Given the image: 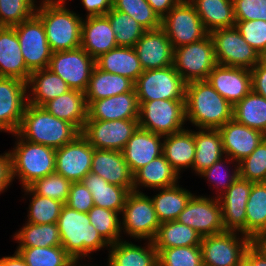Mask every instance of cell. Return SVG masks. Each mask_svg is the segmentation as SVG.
Masks as SVG:
<instances>
[{"instance_id":"cell-1","label":"cell","mask_w":266,"mask_h":266,"mask_svg":"<svg viewBox=\"0 0 266 266\" xmlns=\"http://www.w3.org/2000/svg\"><path fill=\"white\" fill-rule=\"evenodd\" d=\"M185 117L198 129H219L233 119V106L207 80L186 84Z\"/></svg>"},{"instance_id":"cell-2","label":"cell","mask_w":266,"mask_h":266,"mask_svg":"<svg viewBox=\"0 0 266 266\" xmlns=\"http://www.w3.org/2000/svg\"><path fill=\"white\" fill-rule=\"evenodd\" d=\"M35 14L45 27L53 53L81 47L83 19L66 8L65 0H43Z\"/></svg>"},{"instance_id":"cell-3","label":"cell","mask_w":266,"mask_h":266,"mask_svg":"<svg viewBox=\"0 0 266 266\" xmlns=\"http://www.w3.org/2000/svg\"><path fill=\"white\" fill-rule=\"evenodd\" d=\"M16 133L24 140L57 149L72 142L81 132L43 107L27 104Z\"/></svg>"},{"instance_id":"cell-4","label":"cell","mask_w":266,"mask_h":266,"mask_svg":"<svg viewBox=\"0 0 266 266\" xmlns=\"http://www.w3.org/2000/svg\"><path fill=\"white\" fill-rule=\"evenodd\" d=\"M57 226L61 246L75 261L110 246L91 225L87 213L78 212L66 204L62 207Z\"/></svg>"},{"instance_id":"cell-5","label":"cell","mask_w":266,"mask_h":266,"mask_svg":"<svg viewBox=\"0 0 266 266\" xmlns=\"http://www.w3.org/2000/svg\"><path fill=\"white\" fill-rule=\"evenodd\" d=\"M18 140L11 156V177H18L23 188L35 180L55 173L56 149L22 139L14 133Z\"/></svg>"},{"instance_id":"cell-6","label":"cell","mask_w":266,"mask_h":266,"mask_svg":"<svg viewBox=\"0 0 266 266\" xmlns=\"http://www.w3.org/2000/svg\"><path fill=\"white\" fill-rule=\"evenodd\" d=\"M186 82L171 65L149 69L137 78L134 89L139 103L152 100H185Z\"/></svg>"},{"instance_id":"cell-7","label":"cell","mask_w":266,"mask_h":266,"mask_svg":"<svg viewBox=\"0 0 266 266\" xmlns=\"http://www.w3.org/2000/svg\"><path fill=\"white\" fill-rule=\"evenodd\" d=\"M139 105L140 128L163 136L184 130L185 100L159 99Z\"/></svg>"},{"instance_id":"cell-8","label":"cell","mask_w":266,"mask_h":266,"mask_svg":"<svg viewBox=\"0 0 266 266\" xmlns=\"http://www.w3.org/2000/svg\"><path fill=\"white\" fill-rule=\"evenodd\" d=\"M161 28L174 49L201 41L209 35L190 1H179L161 19Z\"/></svg>"},{"instance_id":"cell-9","label":"cell","mask_w":266,"mask_h":266,"mask_svg":"<svg viewBox=\"0 0 266 266\" xmlns=\"http://www.w3.org/2000/svg\"><path fill=\"white\" fill-rule=\"evenodd\" d=\"M217 65L210 35L201 41L174 49L173 66L186 83L206 80Z\"/></svg>"},{"instance_id":"cell-10","label":"cell","mask_w":266,"mask_h":266,"mask_svg":"<svg viewBox=\"0 0 266 266\" xmlns=\"http://www.w3.org/2000/svg\"><path fill=\"white\" fill-rule=\"evenodd\" d=\"M214 44L218 65L251 70L262 58L242 37L234 26L220 28L209 33Z\"/></svg>"},{"instance_id":"cell-11","label":"cell","mask_w":266,"mask_h":266,"mask_svg":"<svg viewBox=\"0 0 266 266\" xmlns=\"http://www.w3.org/2000/svg\"><path fill=\"white\" fill-rule=\"evenodd\" d=\"M238 232L223 231L202 237L201 251L203 266H237L251 245L246 235L237 237Z\"/></svg>"},{"instance_id":"cell-12","label":"cell","mask_w":266,"mask_h":266,"mask_svg":"<svg viewBox=\"0 0 266 266\" xmlns=\"http://www.w3.org/2000/svg\"><path fill=\"white\" fill-rule=\"evenodd\" d=\"M121 231L132 238L152 241L160 222L157 218L151 197L143 192H130L122 211ZM125 230H124V229Z\"/></svg>"},{"instance_id":"cell-13","label":"cell","mask_w":266,"mask_h":266,"mask_svg":"<svg viewBox=\"0 0 266 266\" xmlns=\"http://www.w3.org/2000/svg\"><path fill=\"white\" fill-rule=\"evenodd\" d=\"M13 28L17 33L27 69L33 72L48 68L53 51L47 42L45 27L41 19L34 14Z\"/></svg>"},{"instance_id":"cell-14","label":"cell","mask_w":266,"mask_h":266,"mask_svg":"<svg viewBox=\"0 0 266 266\" xmlns=\"http://www.w3.org/2000/svg\"><path fill=\"white\" fill-rule=\"evenodd\" d=\"M95 67V60L82 48L54 52L48 69L59 75L71 90L83 92Z\"/></svg>"},{"instance_id":"cell-15","label":"cell","mask_w":266,"mask_h":266,"mask_svg":"<svg viewBox=\"0 0 266 266\" xmlns=\"http://www.w3.org/2000/svg\"><path fill=\"white\" fill-rule=\"evenodd\" d=\"M138 127V120H86L80 134L95 149L122 151Z\"/></svg>"},{"instance_id":"cell-16","label":"cell","mask_w":266,"mask_h":266,"mask_svg":"<svg viewBox=\"0 0 266 266\" xmlns=\"http://www.w3.org/2000/svg\"><path fill=\"white\" fill-rule=\"evenodd\" d=\"M176 220L193 228L201 237L225 231L221 204L217 197L212 199L193 195Z\"/></svg>"},{"instance_id":"cell-17","label":"cell","mask_w":266,"mask_h":266,"mask_svg":"<svg viewBox=\"0 0 266 266\" xmlns=\"http://www.w3.org/2000/svg\"><path fill=\"white\" fill-rule=\"evenodd\" d=\"M94 147L79 134L72 142L56 149L55 172L71 182H81L91 170Z\"/></svg>"},{"instance_id":"cell-18","label":"cell","mask_w":266,"mask_h":266,"mask_svg":"<svg viewBox=\"0 0 266 266\" xmlns=\"http://www.w3.org/2000/svg\"><path fill=\"white\" fill-rule=\"evenodd\" d=\"M26 82L0 77V131L16 133L27 103Z\"/></svg>"},{"instance_id":"cell-19","label":"cell","mask_w":266,"mask_h":266,"mask_svg":"<svg viewBox=\"0 0 266 266\" xmlns=\"http://www.w3.org/2000/svg\"><path fill=\"white\" fill-rule=\"evenodd\" d=\"M254 182L237 178L218 199L225 231L246 235V205Z\"/></svg>"},{"instance_id":"cell-20","label":"cell","mask_w":266,"mask_h":266,"mask_svg":"<svg viewBox=\"0 0 266 266\" xmlns=\"http://www.w3.org/2000/svg\"><path fill=\"white\" fill-rule=\"evenodd\" d=\"M206 80L232 106L252 91L251 71L246 68L217 64Z\"/></svg>"},{"instance_id":"cell-21","label":"cell","mask_w":266,"mask_h":266,"mask_svg":"<svg viewBox=\"0 0 266 266\" xmlns=\"http://www.w3.org/2000/svg\"><path fill=\"white\" fill-rule=\"evenodd\" d=\"M134 49L144 71L173 65L174 48L162 28L147 30Z\"/></svg>"},{"instance_id":"cell-22","label":"cell","mask_w":266,"mask_h":266,"mask_svg":"<svg viewBox=\"0 0 266 266\" xmlns=\"http://www.w3.org/2000/svg\"><path fill=\"white\" fill-rule=\"evenodd\" d=\"M218 130L222 136L225 156L236 163L248 157L266 138L259 130L240 124L234 119L226 122Z\"/></svg>"},{"instance_id":"cell-23","label":"cell","mask_w":266,"mask_h":266,"mask_svg":"<svg viewBox=\"0 0 266 266\" xmlns=\"http://www.w3.org/2000/svg\"><path fill=\"white\" fill-rule=\"evenodd\" d=\"M87 120H138L139 102L135 89L99 100H86Z\"/></svg>"},{"instance_id":"cell-24","label":"cell","mask_w":266,"mask_h":266,"mask_svg":"<svg viewBox=\"0 0 266 266\" xmlns=\"http://www.w3.org/2000/svg\"><path fill=\"white\" fill-rule=\"evenodd\" d=\"M90 172L110 184L133 191V173L124 160L122 151L94 148Z\"/></svg>"},{"instance_id":"cell-25","label":"cell","mask_w":266,"mask_h":266,"mask_svg":"<svg viewBox=\"0 0 266 266\" xmlns=\"http://www.w3.org/2000/svg\"><path fill=\"white\" fill-rule=\"evenodd\" d=\"M162 138L163 135L138 127L122 150L124 160L133 174L162 155Z\"/></svg>"},{"instance_id":"cell-26","label":"cell","mask_w":266,"mask_h":266,"mask_svg":"<svg viewBox=\"0 0 266 266\" xmlns=\"http://www.w3.org/2000/svg\"><path fill=\"white\" fill-rule=\"evenodd\" d=\"M81 47L94 60L118 47L106 15L88 16L82 21Z\"/></svg>"},{"instance_id":"cell-27","label":"cell","mask_w":266,"mask_h":266,"mask_svg":"<svg viewBox=\"0 0 266 266\" xmlns=\"http://www.w3.org/2000/svg\"><path fill=\"white\" fill-rule=\"evenodd\" d=\"M31 72L27 69L13 27H0V77L27 82Z\"/></svg>"},{"instance_id":"cell-28","label":"cell","mask_w":266,"mask_h":266,"mask_svg":"<svg viewBox=\"0 0 266 266\" xmlns=\"http://www.w3.org/2000/svg\"><path fill=\"white\" fill-rule=\"evenodd\" d=\"M55 117L73 124L80 132L88 118V104L85 94L77 90L56 97L42 106Z\"/></svg>"},{"instance_id":"cell-29","label":"cell","mask_w":266,"mask_h":266,"mask_svg":"<svg viewBox=\"0 0 266 266\" xmlns=\"http://www.w3.org/2000/svg\"><path fill=\"white\" fill-rule=\"evenodd\" d=\"M26 86L27 90H32V93L27 95V103L40 107L71 90L59 75L48 68L31 72Z\"/></svg>"},{"instance_id":"cell-30","label":"cell","mask_w":266,"mask_h":266,"mask_svg":"<svg viewBox=\"0 0 266 266\" xmlns=\"http://www.w3.org/2000/svg\"><path fill=\"white\" fill-rule=\"evenodd\" d=\"M95 66L102 71L122 75L134 83L144 71L134 47L118 46L95 59Z\"/></svg>"},{"instance_id":"cell-31","label":"cell","mask_w":266,"mask_h":266,"mask_svg":"<svg viewBox=\"0 0 266 266\" xmlns=\"http://www.w3.org/2000/svg\"><path fill=\"white\" fill-rule=\"evenodd\" d=\"M162 154L178 175L182 168L192 169L195 158V131L184 129L165 135Z\"/></svg>"},{"instance_id":"cell-32","label":"cell","mask_w":266,"mask_h":266,"mask_svg":"<svg viewBox=\"0 0 266 266\" xmlns=\"http://www.w3.org/2000/svg\"><path fill=\"white\" fill-rule=\"evenodd\" d=\"M107 266H158V252L152 241L144 248L126 241H117L109 246Z\"/></svg>"},{"instance_id":"cell-33","label":"cell","mask_w":266,"mask_h":266,"mask_svg":"<svg viewBox=\"0 0 266 266\" xmlns=\"http://www.w3.org/2000/svg\"><path fill=\"white\" fill-rule=\"evenodd\" d=\"M81 182L92 193L94 205L119 212L121 215L126 198L130 193L127 188L110 184L92 172H89Z\"/></svg>"},{"instance_id":"cell-34","label":"cell","mask_w":266,"mask_h":266,"mask_svg":"<svg viewBox=\"0 0 266 266\" xmlns=\"http://www.w3.org/2000/svg\"><path fill=\"white\" fill-rule=\"evenodd\" d=\"M178 179V173L162 154L133 174V191L139 192L140 185L154 189L170 187L177 184Z\"/></svg>"},{"instance_id":"cell-35","label":"cell","mask_w":266,"mask_h":266,"mask_svg":"<svg viewBox=\"0 0 266 266\" xmlns=\"http://www.w3.org/2000/svg\"><path fill=\"white\" fill-rule=\"evenodd\" d=\"M134 90V82L119 74L94 67L84 91L86 100H99Z\"/></svg>"},{"instance_id":"cell-36","label":"cell","mask_w":266,"mask_h":266,"mask_svg":"<svg viewBox=\"0 0 266 266\" xmlns=\"http://www.w3.org/2000/svg\"><path fill=\"white\" fill-rule=\"evenodd\" d=\"M190 3L209 33L236 25L233 0H190Z\"/></svg>"},{"instance_id":"cell-37","label":"cell","mask_w":266,"mask_h":266,"mask_svg":"<svg viewBox=\"0 0 266 266\" xmlns=\"http://www.w3.org/2000/svg\"><path fill=\"white\" fill-rule=\"evenodd\" d=\"M224 156L222 136L218 129L195 131V158L192 169L200 174Z\"/></svg>"},{"instance_id":"cell-38","label":"cell","mask_w":266,"mask_h":266,"mask_svg":"<svg viewBox=\"0 0 266 266\" xmlns=\"http://www.w3.org/2000/svg\"><path fill=\"white\" fill-rule=\"evenodd\" d=\"M202 237L191 227L177 220L160 223L152 240L156 251L173 247L200 246Z\"/></svg>"},{"instance_id":"cell-39","label":"cell","mask_w":266,"mask_h":266,"mask_svg":"<svg viewBox=\"0 0 266 266\" xmlns=\"http://www.w3.org/2000/svg\"><path fill=\"white\" fill-rule=\"evenodd\" d=\"M159 190L161 191L151 200L160 223L176 220L194 195L178 184Z\"/></svg>"},{"instance_id":"cell-40","label":"cell","mask_w":266,"mask_h":266,"mask_svg":"<svg viewBox=\"0 0 266 266\" xmlns=\"http://www.w3.org/2000/svg\"><path fill=\"white\" fill-rule=\"evenodd\" d=\"M233 119L266 135V98L252 90L233 106Z\"/></svg>"},{"instance_id":"cell-41","label":"cell","mask_w":266,"mask_h":266,"mask_svg":"<svg viewBox=\"0 0 266 266\" xmlns=\"http://www.w3.org/2000/svg\"><path fill=\"white\" fill-rule=\"evenodd\" d=\"M18 247H51L61 246V238L57 223L26 224L14 234Z\"/></svg>"},{"instance_id":"cell-42","label":"cell","mask_w":266,"mask_h":266,"mask_svg":"<svg viewBox=\"0 0 266 266\" xmlns=\"http://www.w3.org/2000/svg\"><path fill=\"white\" fill-rule=\"evenodd\" d=\"M266 229V182L253 183L246 205V236Z\"/></svg>"},{"instance_id":"cell-43","label":"cell","mask_w":266,"mask_h":266,"mask_svg":"<svg viewBox=\"0 0 266 266\" xmlns=\"http://www.w3.org/2000/svg\"><path fill=\"white\" fill-rule=\"evenodd\" d=\"M27 266H70L75 260L62 246L18 247Z\"/></svg>"},{"instance_id":"cell-44","label":"cell","mask_w":266,"mask_h":266,"mask_svg":"<svg viewBox=\"0 0 266 266\" xmlns=\"http://www.w3.org/2000/svg\"><path fill=\"white\" fill-rule=\"evenodd\" d=\"M115 34L117 46L134 47L142 35L147 31L128 14L114 10L106 14Z\"/></svg>"},{"instance_id":"cell-45","label":"cell","mask_w":266,"mask_h":266,"mask_svg":"<svg viewBox=\"0 0 266 266\" xmlns=\"http://www.w3.org/2000/svg\"><path fill=\"white\" fill-rule=\"evenodd\" d=\"M24 192L30 194L28 221L32 224L57 223L64 203L35 194L29 187H24Z\"/></svg>"},{"instance_id":"cell-46","label":"cell","mask_w":266,"mask_h":266,"mask_svg":"<svg viewBox=\"0 0 266 266\" xmlns=\"http://www.w3.org/2000/svg\"><path fill=\"white\" fill-rule=\"evenodd\" d=\"M87 214L91 225L109 245L122 240L120 238L122 221L118 217L119 212L94 205Z\"/></svg>"},{"instance_id":"cell-47","label":"cell","mask_w":266,"mask_h":266,"mask_svg":"<svg viewBox=\"0 0 266 266\" xmlns=\"http://www.w3.org/2000/svg\"><path fill=\"white\" fill-rule=\"evenodd\" d=\"M112 8L128 14L146 30L161 28V19L147 0H112Z\"/></svg>"},{"instance_id":"cell-48","label":"cell","mask_w":266,"mask_h":266,"mask_svg":"<svg viewBox=\"0 0 266 266\" xmlns=\"http://www.w3.org/2000/svg\"><path fill=\"white\" fill-rule=\"evenodd\" d=\"M71 184L70 180L55 172L35 180L28 187L37 195L66 204Z\"/></svg>"},{"instance_id":"cell-49","label":"cell","mask_w":266,"mask_h":266,"mask_svg":"<svg viewBox=\"0 0 266 266\" xmlns=\"http://www.w3.org/2000/svg\"><path fill=\"white\" fill-rule=\"evenodd\" d=\"M35 0H0V27H14L36 12Z\"/></svg>"},{"instance_id":"cell-50","label":"cell","mask_w":266,"mask_h":266,"mask_svg":"<svg viewBox=\"0 0 266 266\" xmlns=\"http://www.w3.org/2000/svg\"><path fill=\"white\" fill-rule=\"evenodd\" d=\"M158 266H203L200 246L173 247L158 253Z\"/></svg>"},{"instance_id":"cell-51","label":"cell","mask_w":266,"mask_h":266,"mask_svg":"<svg viewBox=\"0 0 266 266\" xmlns=\"http://www.w3.org/2000/svg\"><path fill=\"white\" fill-rule=\"evenodd\" d=\"M239 177L254 183L266 182V138L239 162Z\"/></svg>"},{"instance_id":"cell-52","label":"cell","mask_w":266,"mask_h":266,"mask_svg":"<svg viewBox=\"0 0 266 266\" xmlns=\"http://www.w3.org/2000/svg\"><path fill=\"white\" fill-rule=\"evenodd\" d=\"M235 27L244 40L255 49L261 57L266 55V21H236Z\"/></svg>"},{"instance_id":"cell-53","label":"cell","mask_w":266,"mask_h":266,"mask_svg":"<svg viewBox=\"0 0 266 266\" xmlns=\"http://www.w3.org/2000/svg\"><path fill=\"white\" fill-rule=\"evenodd\" d=\"M226 159L223 161L222 159L215 162L211 167H209L208 169H205L204 171H202L199 175H201V177H205V179L207 178V180L209 182H213L214 186H216V188H219V186L221 187V189L219 190V194L217 196V198H219L220 196H222L226 190L236 181L237 178H239V163H237L235 165V169L233 170L232 174L229 175L228 172H224L226 169L223 168L225 163H233L234 160H232L229 157H225ZM223 161V162H222ZM224 163V164H223ZM223 164V165H222ZM222 169L224 170V175H222ZM228 173V174H227ZM225 178V180L222 178Z\"/></svg>"},{"instance_id":"cell-54","label":"cell","mask_w":266,"mask_h":266,"mask_svg":"<svg viewBox=\"0 0 266 266\" xmlns=\"http://www.w3.org/2000/svg\"><path fill=\"white\" fill-rule=\"evenodd\" d=\"M235 21H266V0H233Z\"/></svg>"},{"instance_id":"cell-55","label":"cell","mask_w":266,"mask_h":266,"mask_svg":"<svg viewBox=\"0 0 266 266\" xmlns=\"http://www.w3.org/2000/svg\"><path fill=\"white\" fill-rule=\"evenodd\" d=\"M66 205L78 212L88 213L94 206L92 193L82 182H72Z\"/></svg>"},{"instance_id":"cell-56","label":"cell","mask_w":266,"mask_h":266,"mask_svg":"<svg viewBox=\"0 0 266 266\" xmlns=\"http://www.w3.org/2000/svg\"><path fill=\"white\" fill-rule=\"evenodd\" d=\"M250 71L252 90L266 98V59L262 57Z\"/></svg>"},{"instance_id":"cell-57","label":"cell","mask_w":266,"mask_h":266,"mask_svg":"<svg viewBox=\"0 0 266 266\" xmlns=\"http://www.w3.org/2000/svg\"><path fill=\"white\" fill-rule=\"evenodd\" d=\"M88 16L106 15L112 9V0H81Z\"/></svg>"},{"instance_id":"cell-58","label":"cell","mask_w":266,"mask_h":266,"mask_svg":"<svg viewBox=\"0 0 266 266\" xmlns=\"http://www.w3.org/2000/svg\"><path fill=\"white\" fill-rule=\"evenodd\" d=\"M12 182L11 156L10 152L0 155V193H2Z\"/></svg>"},{"instance_id":"cell-59","label":"cell","mask_w":266,"mask_h":266,"mask_svg":"<svg viewBox=\"0 0 266 266\" xmlns=\"http://www.w3.org/2000/svg\"><path fill=\"white\" fill-rule=\"evenodd\" d=\"M153 11L163 19L169 11L179 2L178 0H147Z\"/></svg>"},{"instance_id":"cell-60","label":"cell","mask_w":266,"mask_h":266,"mask_svg":"<svg viewBox=\"0 0 266 266\" xmlns=\"http://www.w3.org/2000/svg\"><path fill=\"white\" fill-rule=\"evenodd\" d=\"M244 258L252 266H266V257L255 250L251 245L246 250Z\"/></svg>"},{"instance_id":"cell-61","label":"cell","mask_w":266,"mask_h":266,"mask_svg":"<svg viewBox=\"0 0 266 266\" xmlns=\"http://www.w3.org/2000/svg\"><path fill=\"white\" fill-rule=\"evenodd\" d=\"M251 246L266 257V229L256 233L251 238Z\"/></svg>"},{"instance_id":"cell-62","label":"cell","mask_w":266,"mask_h":266,"mask_svg":"<svg viewBox=\"0 0 266 266\" xmlns=\"http://www.w3.org/2000/svg\"><path fill=\"white\" fill-rule=\"evenodd\" d=\"M0 266H27L21 255L15 251L13 256L0 258Z\"/></svg>"},{"instance_id":"cell-63","label":"cell","mask_w":266,"mask_h":266,"mask_svg":"<svg viewBox=\"0 0 266 266\" xmlns=\"http://www.w3.org/2000/svg\"><path fill=\"white\" fill-rule=\"evenodd\" d=\"M237 266H252L245 258Z\"/></svg>"},{"instance_id":"cell-64","label":"cell","mask_w":266,"mask_h":266,"mask_svg":"<svg viewBox=\"0 0 266 266\" xmlns=\"http://www.w3.org/2000/svg\"><path fill=\"white\" fill-rule=\"evenodd\" d=\"M77 263H78V261H75V266H77ZM79 266H82V265H79ZM84 266H86V265H84Z\"/></svg>"}]
</instances>
